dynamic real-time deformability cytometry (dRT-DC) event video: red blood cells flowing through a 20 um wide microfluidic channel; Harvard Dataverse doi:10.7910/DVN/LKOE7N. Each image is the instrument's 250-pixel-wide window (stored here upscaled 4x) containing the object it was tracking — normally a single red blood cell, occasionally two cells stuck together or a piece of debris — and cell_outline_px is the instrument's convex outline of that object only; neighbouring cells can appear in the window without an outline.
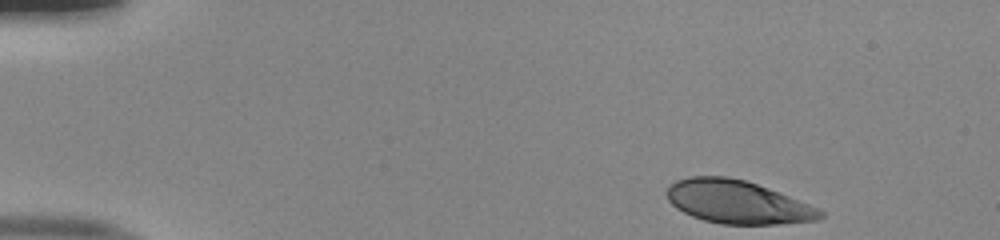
{"species": "human", "species_latin": "Homo sapiens", "temperature_condition": "room temperature", "stored_images_in_passage": 46, "camera_frame_rate_fps": 3000, "um_per_image_px": 0.085, "donor": {"sex": "male"}, "frame": {"image": 1, "passage_image": 1, "time_ms": 0.0, "image_size_px": [1000, 240], "cell_outline_px": [[824, 216], [820, 220], [780, 224], [720, 224], [704, 220], [692, 216], [676, 208], [668, 200], [664, 192], [668, 184], [676, 180], [688, 176], [728, 176], [744, 180], [768, 188], [820, 208], [824, 212]], "centroid_in_image_um": [62.66, 17.17], "position_along_channel_um": 22.3, "area_um2": 38.9}}
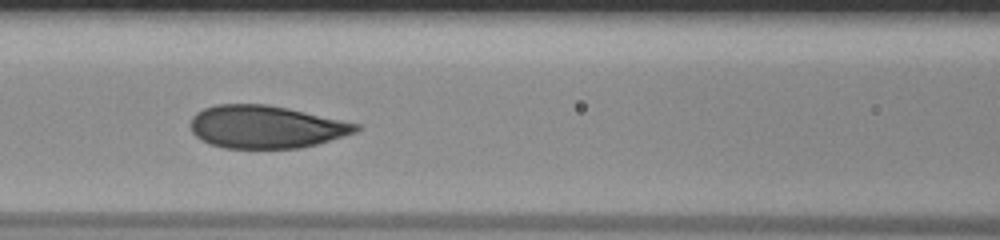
{"frame": {"image": 2, "passage_image": 18, "time_ms": 5.667, "image_size_px": [1000, 240], "cell_outline_px": [[360, 128], [356, 132], [344, 136], [316, 144], [300, 148], [224, 148], [200, 140], [192, 132], [192, 116], [196, 112], [204, 108], [216, 104], [264, 104], [288, 108], [360, 124]], "centroid_in_image_um": [22.59, 10.78], "position_along_channel_um": 144.0, "area_um2": 41.04}}
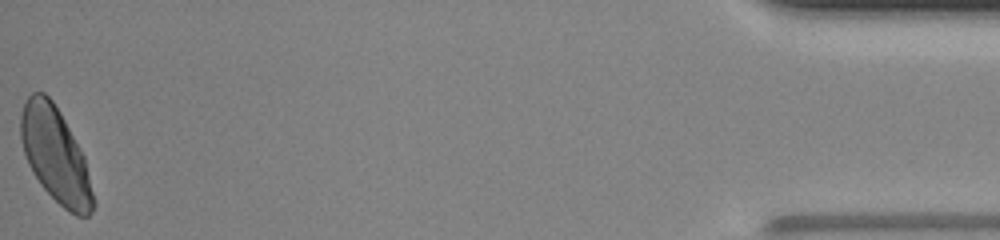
{"frame": {"image": 3, "passage_image": 46, "time_ms": 15.0, "image_size_px": [1000, 240], "cell_outline_px": [[96, 204], [92, 212], [88, 216], [76, 216], [68, 212], [40, 184], [32, 172], [28, 164], [24, 152], [20, 136], [20, 112], [28, 96], [32, 92], [44, 92], [52, 100], [60, 112], [84, 156]], "centroid_in_image_um": [4.71, 13.19], "position_along_channel_um": 430.5, "area_um2": 40.0}, "authors_computed_cell_mechanics": {"area_um2": 40.8646, "velocity_mm_per_s": 4.0023, "shape_relaxation_time_tau1_ms": 4.1163, "shape_relaxation_time_tau2_ms": null, "deformation_change_tau1": 0.1622, "deformation_change_tau2": null}}